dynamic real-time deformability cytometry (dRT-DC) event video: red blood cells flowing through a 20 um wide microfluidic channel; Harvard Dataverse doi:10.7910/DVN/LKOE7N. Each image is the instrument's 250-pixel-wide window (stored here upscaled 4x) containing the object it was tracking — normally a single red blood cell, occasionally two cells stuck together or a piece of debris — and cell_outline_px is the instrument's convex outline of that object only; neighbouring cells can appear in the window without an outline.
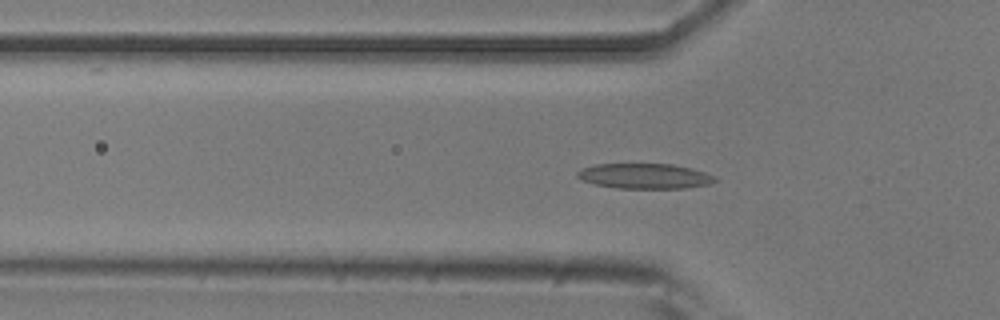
{"species": "common noctule bat (a hibernating species)", "species_latin": "Nyctalus noctula", "temperature_condition": "room temperature", "stored_images_in_passage": 40, "camera_frame_rate_fps": 3000, "um_per_image_px": 0.085, "animal": {"sex": "male", "body_mass_g": 20.5, "forearm_length_mm": 52.5}, "frame": {"image": 1, "passage_image": 3, "time_ms": 0.667, "image_size_px": [1000, 320], "cell_outline_px": [[716, 180], [708, 184], [684, 188], [616, 188], [592, 184], [580, 180], [576, 176], [576, 172], [584, 168], [596, 164], [672, 164], [692, 168], [716, 176]], "centroid_in_image_um": [54.76, 14.97], "position_along_channel_um": 71.0, "area_um2": 20.23}}
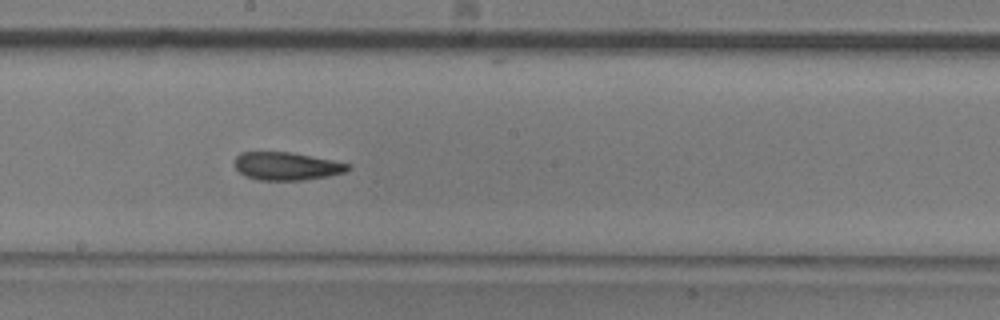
{"frame": {"image": 2, "passage_image": 15, "time_ms": 4.667, "image_size_px": [1000, 320], "cell_outline_px": [[352, 168], [344, 172], [328, 176], [304, 180], [256, 180], [244, 176], [236, 168], [236, 156], [240, 152], [292, 152], [352, 164]], "centroid_in_image_um": [24.38, 14.12], "position_along_channel_um": 223.8, "area_um2": 18.55}}
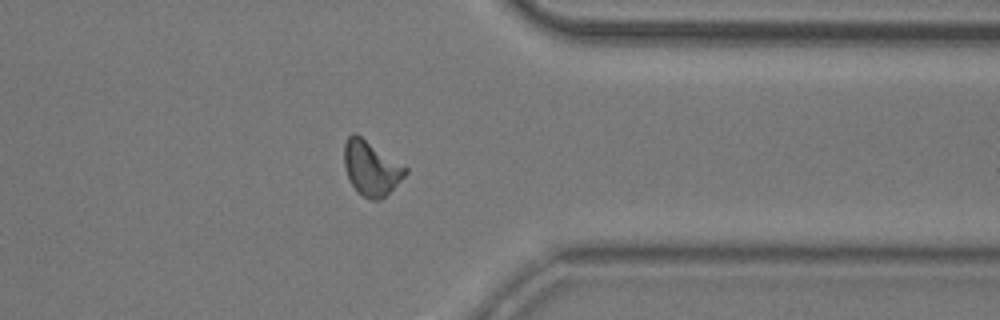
{"frame": {"image": 3, "passage_image": 28, "time_ms": 9.0, "image_size_px": [1000, 320], "cell_outline_px": [[408, 172], [380, 200], [372, 200], [364, 196], [352, 184], [348, 176], [344, 164], [344, 144], [348, 136], [352, 132], [356, 132], [408, 168]], "centroid_in_image_um": [31.53, 14.24], "position_along_channel_um": 379.9, "area_um2": 19.13}, "authors_computed_cell_mechanics": {"area_um2": 18.8428, "velocity_mm_per_s": 3.7948, "shape_relaxation_time_tau1_ms": 5.6444, "shape_relaxation_time_tau2_ms": 3.7187, "deformation_change_tau1": 0.1551, "deformation_change_tau2": 0.1287}}